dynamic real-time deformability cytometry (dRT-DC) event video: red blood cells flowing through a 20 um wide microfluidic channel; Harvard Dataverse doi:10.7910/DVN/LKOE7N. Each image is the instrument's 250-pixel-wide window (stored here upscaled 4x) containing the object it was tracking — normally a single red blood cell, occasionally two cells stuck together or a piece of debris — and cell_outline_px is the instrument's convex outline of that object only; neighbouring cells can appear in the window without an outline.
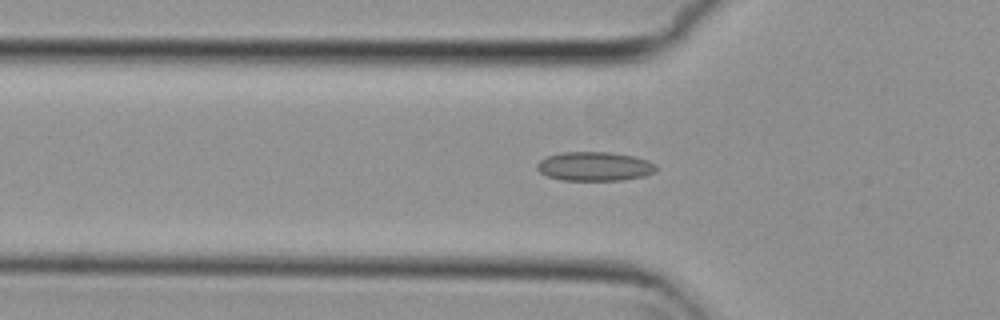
{"species": "common noctule bat (a hibernating species)", "species_latin": "Nyctalus noctula", "temperature_condition": "cold", "stored_images_in_passage": 54, "camera_frame_rate_fps": 3000, "um_per_image_px": 0.085, "animal": {"sex": "female", "body_mass_g": 29.2, "forearm_length_mm": 56.3}, "frame": {"image": 1, "passage_image": 18, "time_ms": 5.667, "image_size_px": [1000, 320], "cell_outline_px": [[656, 172], [644, 176], [620, 180], [560, 180], [548, 176], [540, 172], [536, 168], [536, 164], [540, 160], [548, 156], [560, 152], [612, 152], [632, 156], [648, 160], [656, 164]], "centroid_in_image_um": [50.54, 14.14], "position_along_channel_um": 75.3, "area_um2": 20.23}}
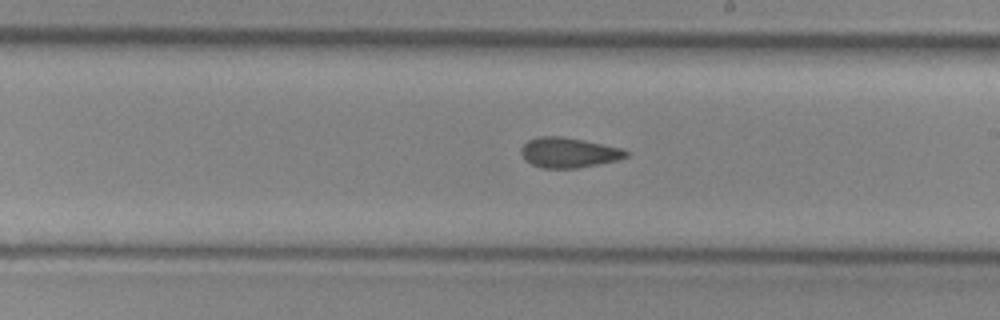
{"frame": {"image": 2, "passage_image": 31, "time_ms": 10.0, "image_size_px": [1000, 320], "cell_outline_px": [[628, 156], [620, 160], [576, 168], [544, 168], [532, 164], [524, 160], [520, 152], [520, 148], [528, 140], [540, 136], [560, 136], [584, 140], [620, 148], [628, 152]], "centroid_in_image_um": [48.31, 12.97], "position_along_channel_um": 240.7, "area_um2": 18.38}}
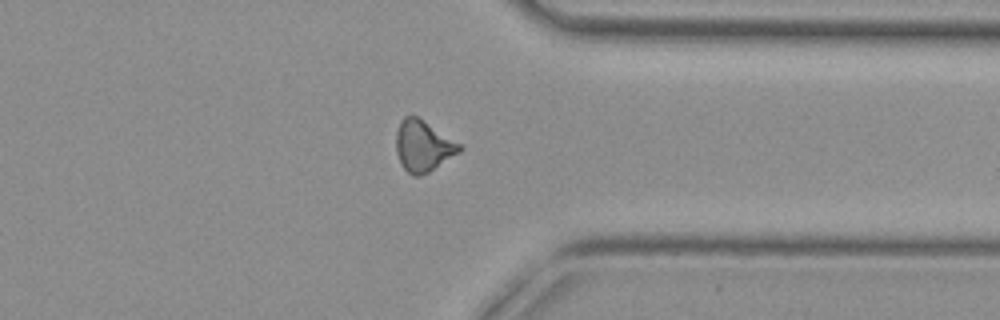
{"frame": {"image": 3, "passage_image": 42, "time_ms": 13.667, "image_size_px": [1000, 320], "cell_outline_px": [[464, 148], [460, 152], [428, 172], [420, 176], [412, 176], [400, 164], [396, 152], [396, 132], [400, 120], [404, 116], [416, 116], [460, 144]], "centroid_in_image_um": [35.93, 12.42], "position_along_channel_um": 375.5, "area_um2": 18.67}, "authors_computed_cell_mechanics": {"area_um2": 18.6694, "velocity_mm_per_s": 3.8026, "shape_relaxation_time_tau1_ms": null, "shape_relaxation_time_tau2_ms": 3.9938, "deformation_change_tau1": null, "deformation_change_tau2": 0.1007}}